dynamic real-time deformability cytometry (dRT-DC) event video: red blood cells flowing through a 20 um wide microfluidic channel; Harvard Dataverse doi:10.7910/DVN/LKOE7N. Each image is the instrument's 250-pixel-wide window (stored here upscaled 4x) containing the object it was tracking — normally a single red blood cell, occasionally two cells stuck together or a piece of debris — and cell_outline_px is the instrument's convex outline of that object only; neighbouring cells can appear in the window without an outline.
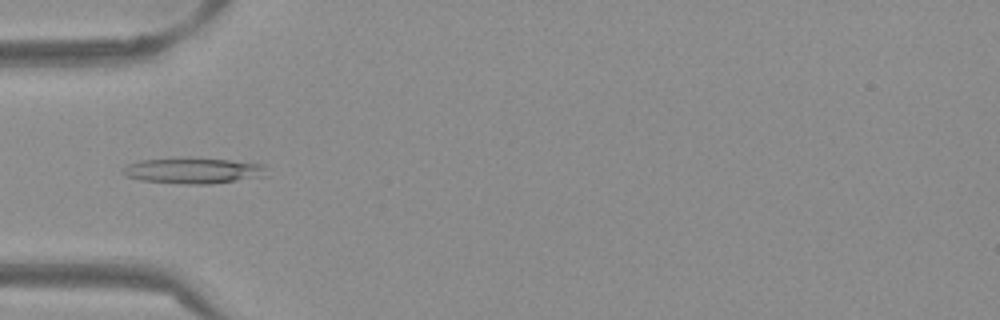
{"species": "Egyptian fruit bat (a non-hibernating species)", "species_latin": "Rousettus aegyptiacus", "temperature_condition": "warm", "stored_images_in_passage": 38, "camera_frame_rate_fps": 3000, "um_per_image_px": 0.085, "frame": {"image": 1, "passage_image": 3, "time_ms": 0.667, "image_size_px": [1000, 320], "cell_outline_px": [[268, 176], [212, 184], [184, 184], [140, 180], [124, 176], [120, 172], [128, 164], [140, 160], [172, 156], [188, 156], [228, 160], [264, 164]], "centroid_in_image_um": [16.4, 14.48], "position_along_channel_um": 68.6, "area_um2": 22.48}}
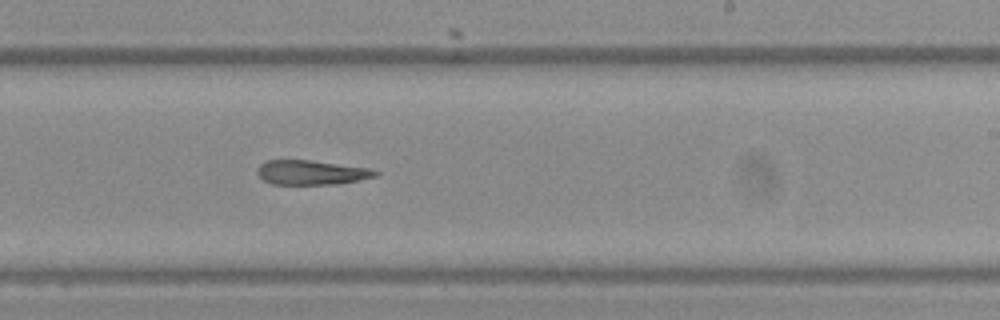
{"frame": {"image": 2, "passage_image": 18, "time_ms": 5.667, "image_size_px": [1000, 320], "cell_outline_px": [[380, 172], [376, 176], [336, 184], [272, 184], [264, 180], [256, 172], [256, 168], [260, 164], [268, 160], [312, 160], [372, 168]], "centroid_in_image_um": [26.47, 14.65], "position_along_channel_um": 262.5, "area_um2": 16.88}}
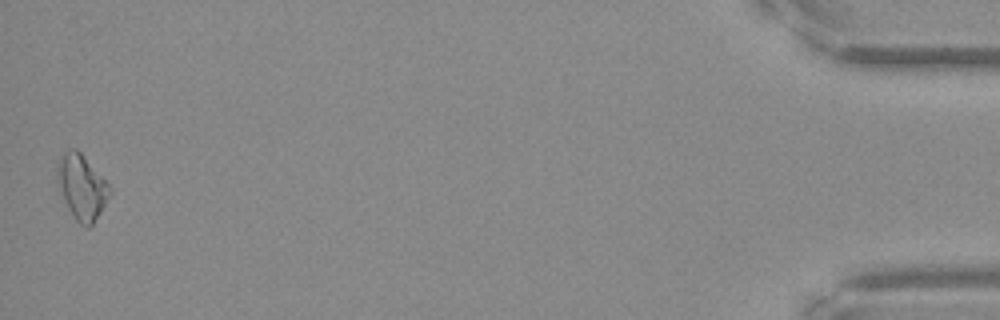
{"frame": {"image": 3, "passage_image": 38, "time_ms": 12.333, "image_size_px": [1000, 320], "cell_outline_px": [[112, 192], [100, 212], [92, 224], [88, 228], [80, 224], [76, 220], [68, 208], [56, 176], [56, 168], [60, 156], [64, 152], [72, 148], [76, 148], [80, 152], [112, 188]], "centroid_in_image_um": [6.95, 15.88], "position_along_channel_um": 428.2, "area_um2": 19.42}, "authors_computed_cell_mechanics": {"area_um2": 17.8891, "velocity_mm_per_s": 3.8681, "shape_relaxation_time_tau1_ms": null, "shape_relaxation_time_tau2_ms": 7.059, "deformation_change_tau1": null, "deformation_change_tau2": 0.1781}}